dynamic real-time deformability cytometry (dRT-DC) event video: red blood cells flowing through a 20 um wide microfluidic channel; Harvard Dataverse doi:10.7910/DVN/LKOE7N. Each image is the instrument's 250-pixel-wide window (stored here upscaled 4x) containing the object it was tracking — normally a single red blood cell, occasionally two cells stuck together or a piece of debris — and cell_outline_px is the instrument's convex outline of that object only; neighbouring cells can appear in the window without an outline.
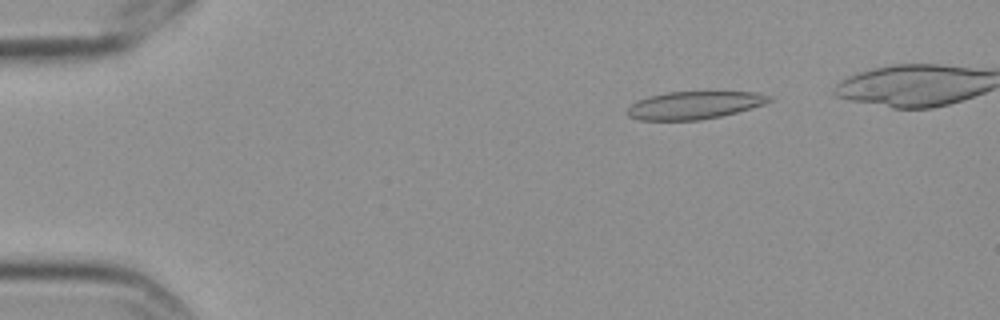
{"species": "Egyptian fruit bat (a non-hibernating species)", "species_latin": "Rousettus aegyptiacus", "temperature_condition": "cold", "stored_images_in_passage": 4, "camera_frame_rate_fps": 3000, "um_per_image_px": 0.085, "frame": {"image": 1, "passage_image": 1, "time_ms": 0.0, "image_size_px": [1000, 320], "cell_outline_px": [[776, 100], [764, 104], [736, 112], [720, 116], [700, 120], [640, 120], [628, 116], [628, 108], [636, 100], [648, 96], [668, 92], [756, 92], [772, 96]], "centroid_in_image_um": [59.04, 8.93], "position_along_channel_um": 26.0, "area_um2": 22.89}}